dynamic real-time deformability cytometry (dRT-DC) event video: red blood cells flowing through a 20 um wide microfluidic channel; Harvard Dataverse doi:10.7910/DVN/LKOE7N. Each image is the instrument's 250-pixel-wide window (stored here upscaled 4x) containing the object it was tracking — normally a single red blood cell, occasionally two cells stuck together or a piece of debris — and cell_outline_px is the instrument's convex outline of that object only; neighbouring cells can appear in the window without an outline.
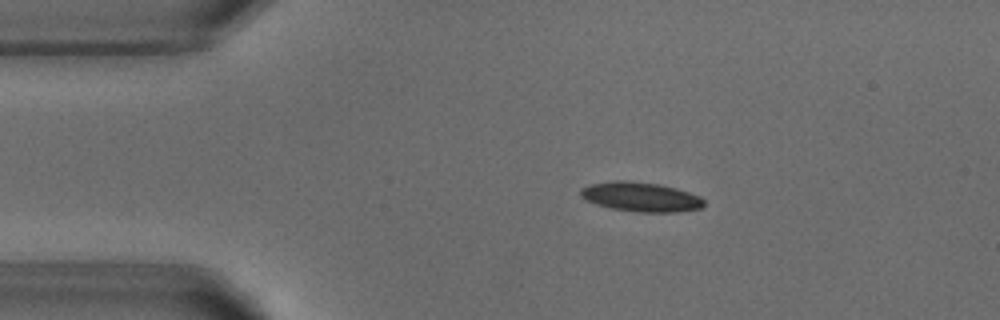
{"species": "common noctule bat (a hibernating species)", "species_latin": "Nyctalus noctula", "temperature_condition": "warm", "stored_images_in_passage": 44, "camera_frame_rate_fps": 3000, "um_per_image_px": 0.085, "animal": {"sex": "male", "body_mass_g": 18.8}, "frame": {"image": 1, "passage_image": 1, "time_ms": 0.0, "image_size_px": [1000, 320], "cell_outline_px": [[704, 204], [700, 208], [676, 212], [640, 212], [612, 208], [596, 204], [584, 200], [580, 196], [580, 188], [588, 184], [616, 180], [624, 180], [656, 184], [676, 188], [700, 196], [704, 200]], "centroid_in_image_um": [54.42, 16.73], "position_along_channel_um": 30.6, "area_um2": 21.1}}
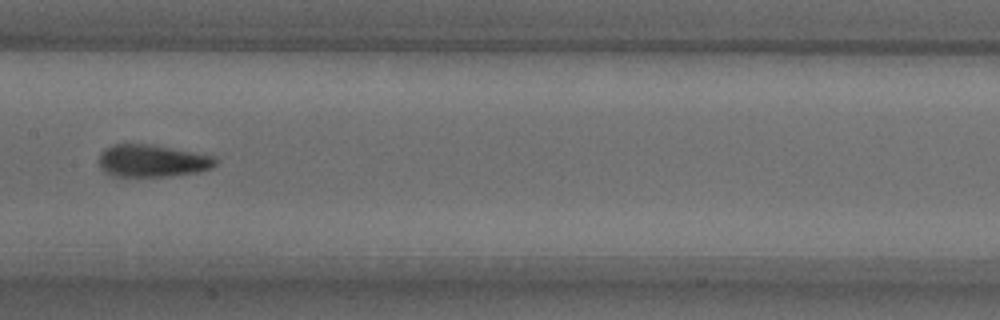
{"frame": {"image": 2, "passage_image": 17, "time_ms": 5.333, "image_size_px": [1000, 320], "cell_outline_px": [[220, 160], [212, 168], [200, 172], [168, 176], [112, 176], [104, 172], [100, 168], [100, 152], [104, 148], [112, 144], [148, 144], [212, 156]], "centroid_in_image_um": [12.92, 13.68], "position_along_channel_um": 194.5, "area_um2": 21.91}}
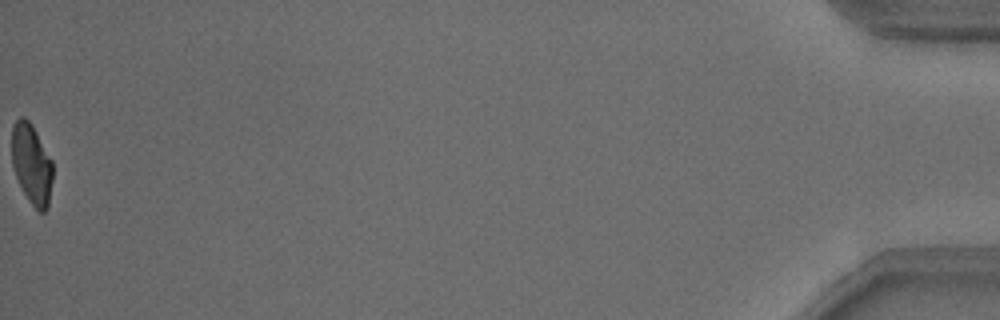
{"frame": {"image": 3, "passage_image": 44, "time_ms": 14.333, "image_size_px": [1000, 320], "cell_outline_px": [[52, 180], [48, 208], [44, 212], [40, 212], [28, 200], [16, 176], [12, 164], [12, 124], [20, 116], [24, 116], [32, 124], [52, 160]], "centroid_in_image_um": [2.69, 13.91], "position_along_channel_um": 432.5, "area_um2": 19.13}, "authors_computed_cell_mechanics": {"area_um2": 21.5305, "velocity_mm_per_s": 3.8197, "shape_relaxation_time_tau1_ms": 4.7789, "shape_relaxation_time_tau2_ms": 1.359, "deformation_change_tau1": 0.2117, "deformation_change_tau2": 0.0895}}